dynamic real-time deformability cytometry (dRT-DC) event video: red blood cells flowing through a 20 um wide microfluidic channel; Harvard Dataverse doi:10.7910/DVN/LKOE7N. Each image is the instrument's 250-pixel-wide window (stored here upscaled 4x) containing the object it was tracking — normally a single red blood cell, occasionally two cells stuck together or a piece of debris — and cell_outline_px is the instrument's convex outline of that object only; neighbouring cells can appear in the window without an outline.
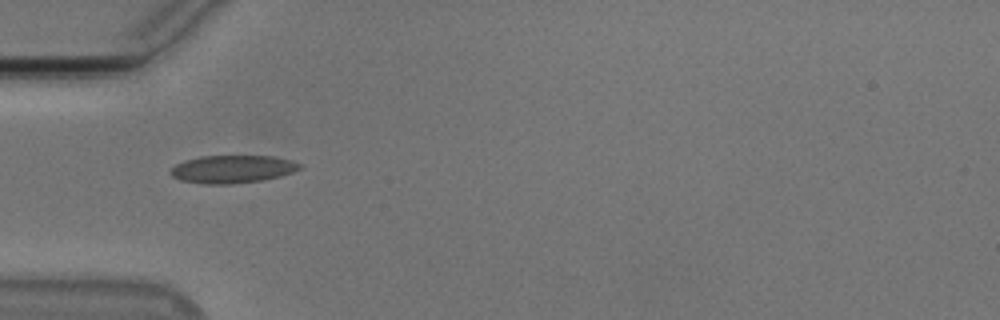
{"species": "Egyptian fruit bat (a non-hibernating species)", "species_latin": "Rousettus aegyptiacus", "temperature_condition": "cold", "stored_images_in_passage": 38, "camera_frame_rate_fps": 3000, "um_per_image_px": 0.085, "animal": {"sex": "male"}, "frame": {"image": 1, "passage_image": 1, "time_ms": 0.0, "image_size_px": [1000, 320], "cell_outline_px": [[304, 168], [280, 176], [260, 180], [232, 184], [204, 184], [180, 180], [172, 176], [168, 172], [176, 164], [200, 156], [272, 156], [292, 160], [304, 164]], "centroid_in_image_um": [19.8, 14.37], "position_along_channel_um": 65.2, "area_um2": 20.98}}
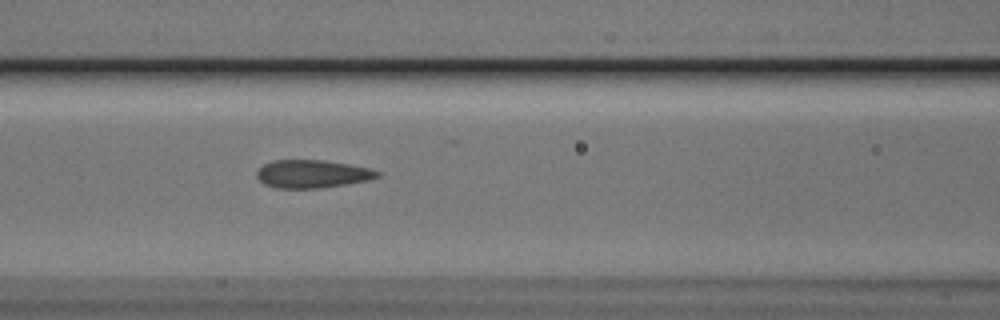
{"frame": {"image": 2, "passage_image": 7, "time_ms": 2.0, "image_size_px": [1000, 320], "cell_outline_px": [[380, 176], [368, 180], [320, 188], [276, 188], [264, 184], [256, 176], [256, 172], [264, 164], [272, 160], [324, 160], [348, 164], [368, 168], [380, 172]], "centroid_in_image_um": [26.51, 14.78], "position_along_channel_um": 140.1, "area_um2": 19.54}}
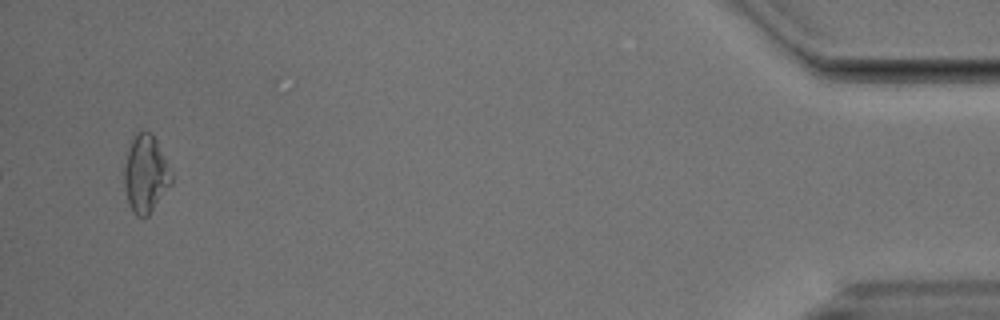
{"frame": {"image": 3, "passage_image": 36, "time_ms": 11.667, "image_size_px": [1000, 320], "cell_outline_px": [[172, 184], [148, 216], [136, 216], [132, 212], [128, 204], [124, 188], [124, 168], [132, 136], [140, 128], [152, 132], [172, 172]], "centroid_in_image_um": [12.37, 14.76], "position_along_channel_um": 422.8, "area_um2": 21.62}, "authors_computed_cell_mechanics": {"area_um2": 19.7387, "velocity_mm_per_s": 3.7731, "shape_relaxation_time_tau1_ms": null, "shape_relaxation_time_tau2_ms": 2.8811, "deformation_change_tau1": null, "deformation_change_tau2": 0.0879}}